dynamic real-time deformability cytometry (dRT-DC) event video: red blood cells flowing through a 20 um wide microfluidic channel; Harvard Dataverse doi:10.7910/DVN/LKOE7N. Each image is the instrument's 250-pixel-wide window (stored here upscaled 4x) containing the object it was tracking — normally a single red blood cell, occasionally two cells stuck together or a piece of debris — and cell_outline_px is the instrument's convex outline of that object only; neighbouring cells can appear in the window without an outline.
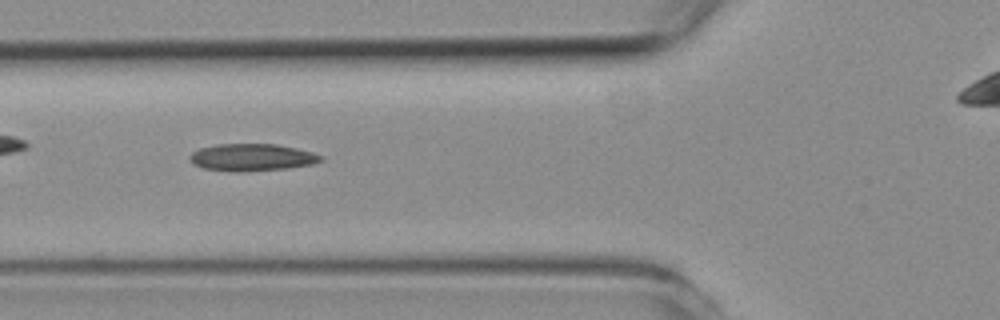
{"species": "common noctule bat (a hibernating species)", "species_latin": "Nyctalus noctula", "temperature_condition": "room temperature", "stored_images_in_passage": 7, "camera_frame_rate_fps": 3000, "um_per_image_px": 0.085, "animal": {"sex": "female", "body_mass_g": 19.3, "forearm_length_mm": 54.1}, "frame": {"image": 1, "passage_image": 5, "time_ms": 5.333, "image_size_px": [1000, 320], "cell_outline_px": [[324, 160], [312, 164], [288, 168], [244, 172], [232, 172], [204, 168], [192, 164], [188, 156], [192, 152], [200, 148], [216, 144], [276, 144], [296, 148], [312, 152], [324, 156]], "centroid_in_image_um": [21.41, 13.38], "position_along_channel_um": 104.4, "area_um2": 20.98}}
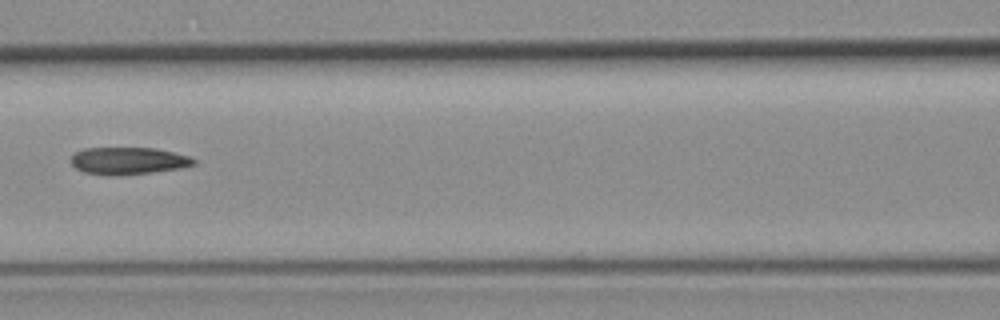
{"frame": {"image": 2, "passage_image": 6, "time_ms": 6.667, "image_size_px": [1000, 320], "cell_outline_px": [[196, 164], [180, 168], [152, 172], [120, 176], [112, 176], [84, 172], [76, 168], [68, 160], [76, 152], [84, 148], [156, 148], [188, 156], [196, 160]], "centroid_in_image_um": [10.87, 13.67], "position_along_channel_um": 155.7, "area_um2": 19.54}}
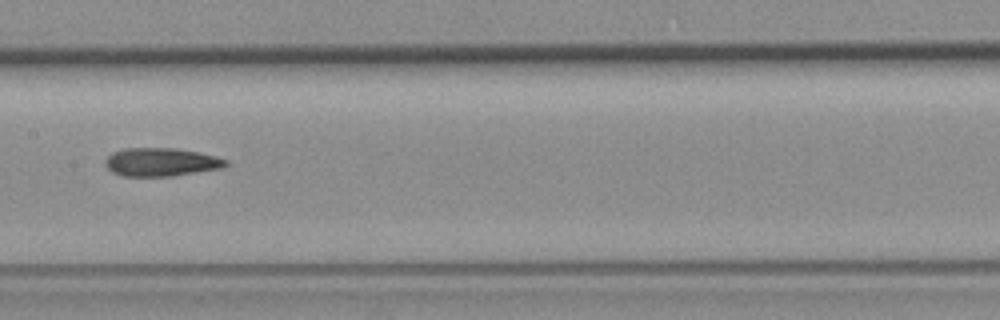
{"frame": {"image": 3, "passage_image": 7, "time_ms": 7.667, "image_size_px": [1000, 320], "cell_outline_px": [[228, 164], [220, 168], [172, 176], [124, 176], [112, 172], [104, 164], [104, 160], [112, 152], [124, 148], [176, 148], [200, 152], [216, 156], [228, 160]], "centroid_in_image_um": [13.67, 13.76], "position_along_channel_um": 193.7, "area_um2": 19.94}}